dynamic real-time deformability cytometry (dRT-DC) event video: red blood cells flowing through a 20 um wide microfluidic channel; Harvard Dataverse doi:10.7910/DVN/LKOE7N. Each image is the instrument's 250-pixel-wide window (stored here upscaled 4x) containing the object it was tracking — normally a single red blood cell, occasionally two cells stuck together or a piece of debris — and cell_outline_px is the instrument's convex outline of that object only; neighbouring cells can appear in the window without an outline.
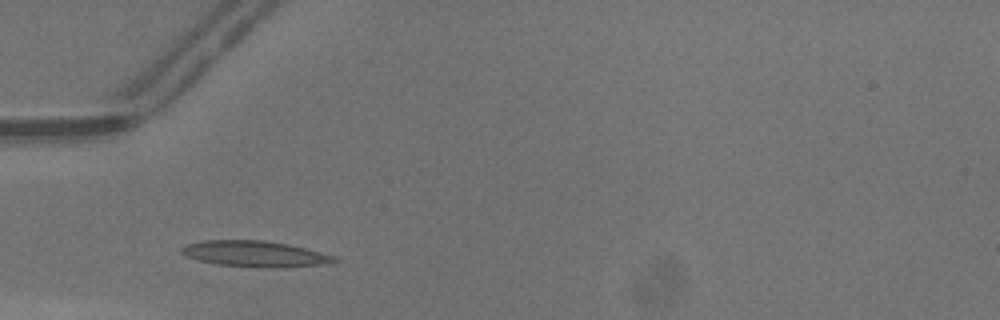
{"species": "common noctule bat (a hibernating species)", "species_latin": "Nyctalus noctula", "temperature_condition": "warm", "stored_images_in_passage": 28, "camera_frame_rate_fps": 3000, "um_per_image_px": 0.085, "animal": {"sex": "male", "body_mass_g": 13.3}, "frame": {"image": 1, "passage_image": 6, "time_ms": 1.667, "image_size_px": [1000, 320], "cell_outline_px": [[340, 260], [328, 264], [280, 268], [256, 268], [216, 264], [200, 260], [188, 256], [180, 252], [180, 248], [184, 244], [204, 240], [264, 240], [288, 244], [304, 248], [332, 256]], "centroid_in_image_um": [21.65, 21.59], "position_along_channel_um": 63.4, "area_um2": 23.24}}
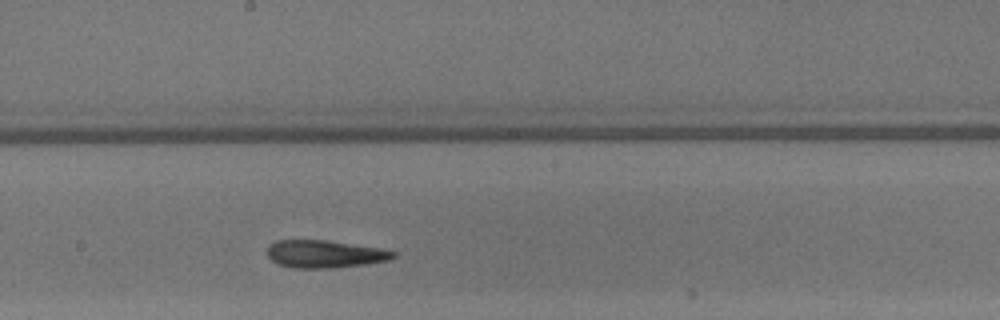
{"frame": {"image": 2, "passage_image": 17, "time_ms": 5.333, "image_size_px": [1000, 320], "cell_outline_px": [[396, 256], [388, 260], [364, 264], [332, 268], [292, 268], [276, 264], [268, 256], [268, 244], [276, 240], [328, 240], [380, 248], [396, 252]], "centroid_in_image_um": [27.57, 21.59], "position_along_channel_um": 220.6, "area_um2": 20.35}}
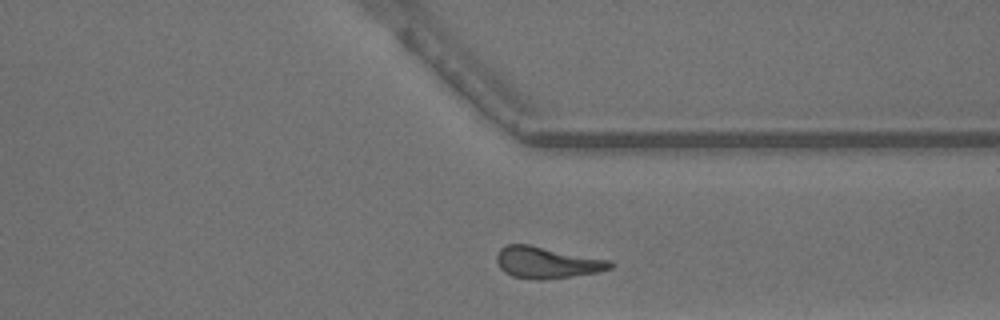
{"frame": {"image": 3, "passage_image": 27, "time_ms": 8.667, "image_size_px": [1000, 320], "cell_outline_px": [[616, 264], [612, 268], [600, 272], [572, 276], [540, 280], [512, 276], [504, 272], [500, 268], [496, 260], [496, 252], [500, 248], [508, 244], [528, 244], [612, 260]], "centroid_in_image_um": [46.52, 22.31], "position_along_channel_um": 364.9, "area_um2": 21.1}, "authors_computed_cell_mechanics": {"area_um2": 20.7213, "velocity_mm_per_s": 4.3422, "shape_relaxation_time_tau1_ms": 9.2155, "shape_relaxation_time_tau2_ms": 5.334, "deformation_change_tau1": 0.2514, "deformation_change_tau2": 0.155}}